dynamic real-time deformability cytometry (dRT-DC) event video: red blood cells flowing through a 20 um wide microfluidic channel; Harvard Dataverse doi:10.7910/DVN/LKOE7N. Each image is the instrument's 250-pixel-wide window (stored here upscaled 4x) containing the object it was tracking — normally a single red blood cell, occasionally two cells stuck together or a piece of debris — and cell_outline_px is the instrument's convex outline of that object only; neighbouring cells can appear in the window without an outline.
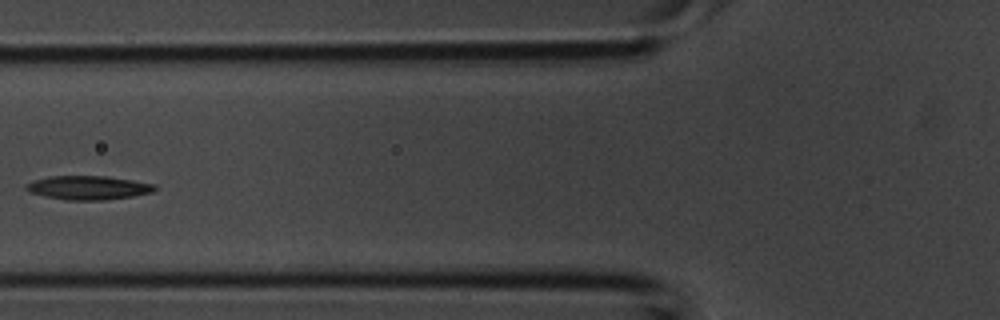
{"species": "common noctule bat (a hibernating species)", "species_latin": "Nyctalus noctula", "temperature_condition": "room temperature", "stored_images_in_passage": 3, "camera_frame_rate_fps": 3000, "um_per_image_px": 0.085, "animal": {"sex": "male", "body_mass_g": 20.1, "forearm_length_mm": 53.5}, "frame": {"image": 1, "passage_image": 3, "time_ms": 0.667, "image_size_px": [1000, 320], "cell_outline_px": [[156, 188], [152, 192], [132, 196], [104, 200], [68, 200], [44, 196], [28, 192], [24, 188], [24, 184], [32, 180], [48, 176], [108, 176], [156, 184]], "centroid_in_image_um": [7.44, 15.95], "position_along_channel_um": 118.4, "area_um2": 18.03}}